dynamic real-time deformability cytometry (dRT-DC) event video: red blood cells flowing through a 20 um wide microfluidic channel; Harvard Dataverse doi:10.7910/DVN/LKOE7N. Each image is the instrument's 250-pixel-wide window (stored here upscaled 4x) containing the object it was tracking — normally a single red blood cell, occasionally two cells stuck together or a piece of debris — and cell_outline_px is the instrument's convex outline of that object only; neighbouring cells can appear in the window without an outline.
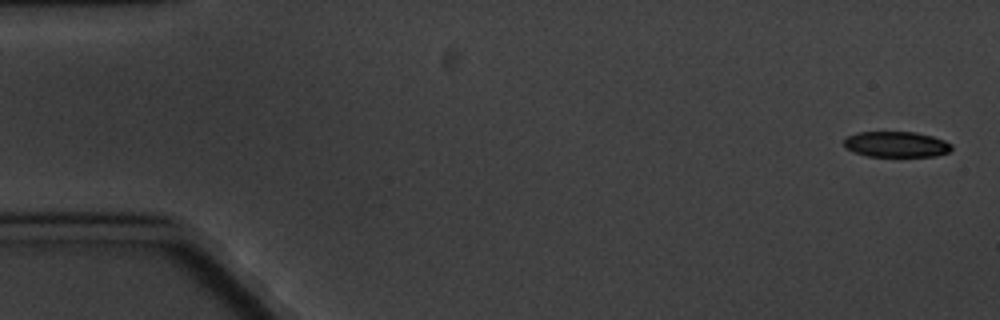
{"species": "common noctule bat (a hibernating species)", "species_latin": "Nyctalus noctula", "temperature_condition": "cold", "stored_images_in_passage": 5, "camera_frame_rate_fps": 3000, "um_per_image_px": 0.085, "animal": {"sex": "male", "body_mass_g": 20.1, "forearm_length_mm": 53.5}, "frame": {"image": 1, "passage_image": 1, "time_ms": 0.0, "image_size_px": [1000, 320], "cell_outline_px": [[952, 148], [948, 152], [936, 156], [868, 156], [852, 152], [844, 148], [844, 140], [848, 136], [856, 132], [916, 132], [932, 136], [944, 140], [952, 144]], "centroid_in_image_um": [76.16, 12.27], "position_along_channel_um": 8.8, "area_um2": 16.18}}
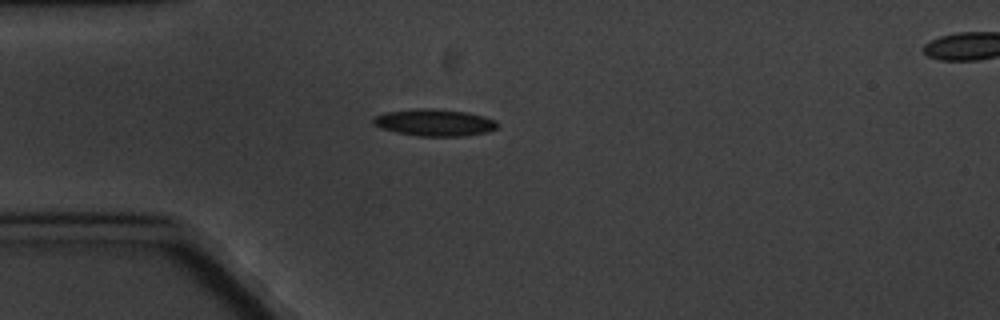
{"frame": {"image": 2, "passage_image": 5, "time_ms": 4.667, "image_size_px": [1000, 320], "cell_outline_px": [[496, 128], [488, 132], [464, 136], [420, 136], [396, 132], [380, 128], [372, 124], [372, 120], [376, 116], [388, 112], [428, 108], [432, 108], [468, 112], [484, 116], [496, 120]], "centroid_in_image_um": [36.95, 10.42], "position_along_channel_um": 48.0, "area_um2": 19.31}}